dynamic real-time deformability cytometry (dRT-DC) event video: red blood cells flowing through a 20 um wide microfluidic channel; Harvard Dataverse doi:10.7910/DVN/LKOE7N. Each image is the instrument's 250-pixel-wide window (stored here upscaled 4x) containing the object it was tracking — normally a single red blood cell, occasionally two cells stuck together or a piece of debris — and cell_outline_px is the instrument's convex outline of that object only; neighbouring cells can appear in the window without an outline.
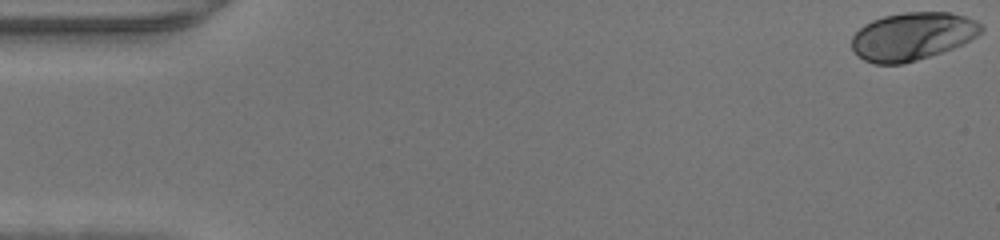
{"species": "human", "species_latin": "Homo sapiens", "temperature_condition": "warm", "stored_images_in_passage": 47, "camera_frame_rate_fps": 3000, "um_per_image_px": 0.085, "donor": {"sex": "male"}, "frame": {"image": 1, "passage_image": 1, "time_ms": 0.0, "image_size_px": [1000, 240], "cell_outline_px": [[984, 32], [964, 44], [904, 64], [876, 64], [864, 60], [856, 56], [852, 48], [852, 36], [864, 24], [872, 20], [884, 16], [904, 12], [948, 12], [964, 16], [976, 20], [984, 28]], "centroid_in_image_um": [77.56, 3.08], "position_along_channel_um": 7.4, "area_um2": 36.24}}
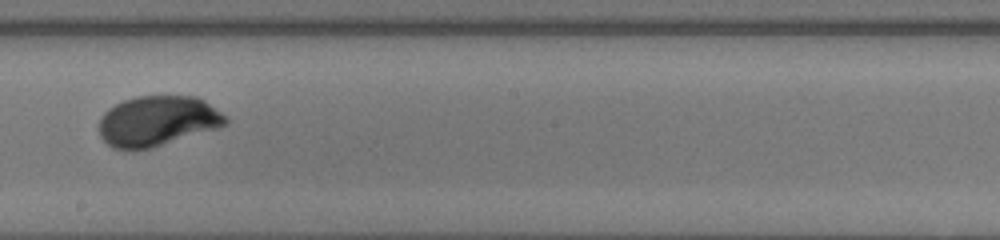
{"frame": {"image": 2, "passage_image": 27, "time_ms": 8.667, "image_size_px": [1000, 240], "cell_outline_px": [[228, 124], [216, 128], [152, 148], [112, 148], [100, 136], [100, 116], [108, 108], [124, 100], [136, 96], [196, 96], [204, 100], [228, 116]], "centroid_in_image_um": [13.4, 10.26], "position_along_channel_um": 234.8, "area_um2": 36.82}}
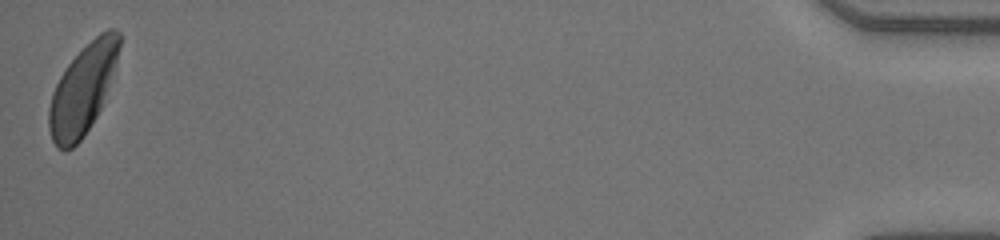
{"frame": {"image": 3, "passage_image": 47, "time_ms": 15.333, "image_size_px": [1000, 240], "cell_outline_px": [[120, 44], [116, 64], [100, 108], [96, 116], [84, 136], [72, 148], [56, 148], [52, 140], [48, 128], [48, 108], [52, 92], [60, 76], [68, 64], [100, 32], [108, 28], [116, 28], [120, 32]], "centroid_in_image_um": [7.02, 7.6], "position_along_channel_um": 428.2, "area_um2": 36.01}}